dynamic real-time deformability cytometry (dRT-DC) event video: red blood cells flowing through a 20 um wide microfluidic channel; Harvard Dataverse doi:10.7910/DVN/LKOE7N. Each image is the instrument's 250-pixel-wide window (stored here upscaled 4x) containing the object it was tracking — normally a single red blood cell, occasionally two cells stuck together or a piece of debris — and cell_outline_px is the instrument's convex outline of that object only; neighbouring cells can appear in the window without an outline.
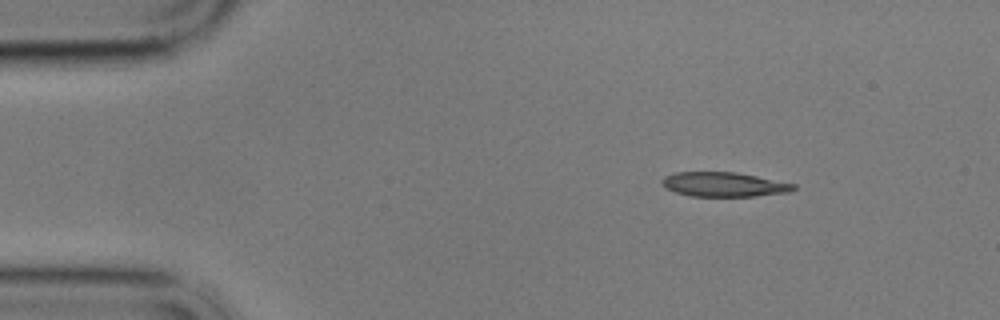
{"species": "common noctule bat (a hibernating species)", "species_latin": "Nyctalus noctula", "temperature_condition": "cold", "stored_images_in_passage": 50, "camera_frame_rate_fps": 3000, "um_per_image_px": 0.085, "animal": {"sex": "male", "body_mass_g": 17.9}, "frame": {"image": 1, "passage_image": 1, "time_ms": 0.0, "image_size_px": [1000, 320], "cell_outline_px": [[796, 188], [788, 192], [756, 196], [692, 196], [676, 192], [664, 188], [660, 180], [664, 176], [676, 172], [736, 172], [796, 184]], "centroid_in_image_um": [61.5, 15.67], "position_along_channel_um": 23.5, "area_um2": 18.73}}
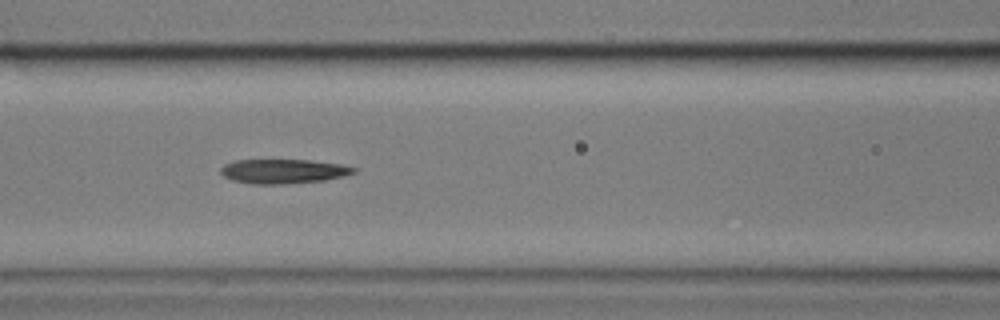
{"frame": {"image": 2, "passage_image": 17, "time_ms": 5.333, "image_size_px": [1000, 320], "cell_outline_px": [[356, 172], [344, 176], [324, 180], [284, 184], [252, 184], [232, 180], [224, 176], [220, 172], [220, 168], [224, 164], [236, 160], [312, 160], [340, 164], [356, 168]], "centroid_in_image_um": [24.07, 14.56], "position_along_channel_um": 142.5, "area_um2": 18.9}}
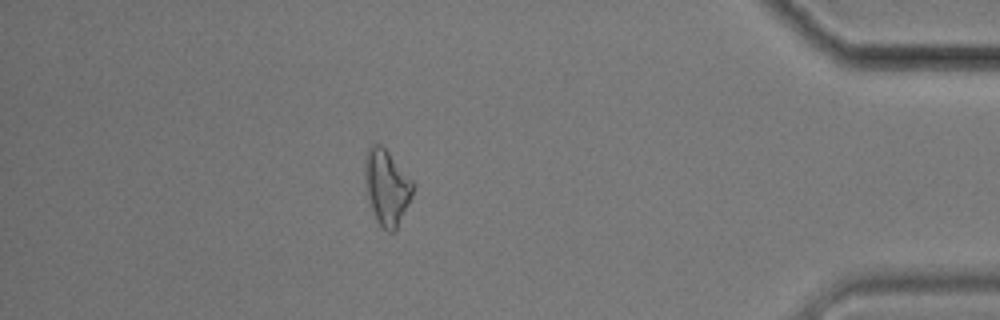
{"frame": {"image": 3, "passage_image": 43, "time_ms": 14.0, "image_size_px": [1000, 320], "cell_outline_px": [[412, 196], [396, 232], [388, 232], [376, 220], [368, 196], [364, 180], [364, 156], [368, 148], [372, 144], [380, 144], [388, 152], [412, 180]], "centroid_in_image_um": [32.85, 15.91], "position_along_channel_um": 402.4, "area_um2": 20.92}, "authors_computed_cell_mechanics": {"area_um2": 19.3919, "velocity_mm_per_s": 3.4853, "shape_relaxation_time_tau1_ms": 7.6406, "shape_relaxation_time_tau2_ms": null, "deformation_change_tau1": 0.2385, "deformation_change_tau2": null}}